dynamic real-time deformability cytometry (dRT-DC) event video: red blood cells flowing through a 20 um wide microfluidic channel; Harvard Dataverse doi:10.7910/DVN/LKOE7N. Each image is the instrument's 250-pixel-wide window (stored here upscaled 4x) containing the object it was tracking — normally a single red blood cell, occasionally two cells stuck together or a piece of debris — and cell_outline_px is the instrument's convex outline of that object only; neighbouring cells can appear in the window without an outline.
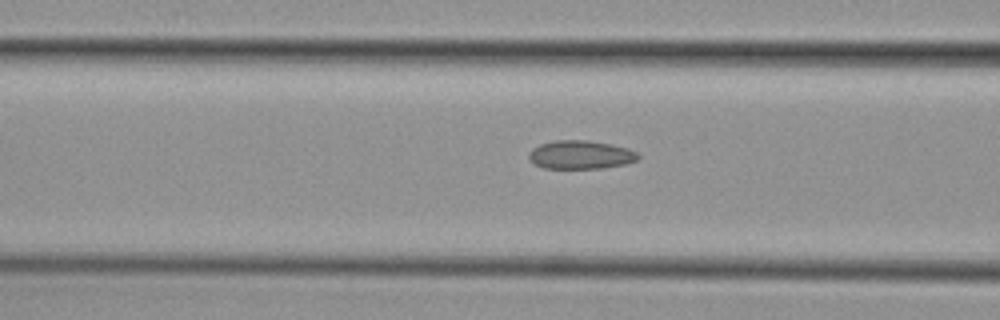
{"species": "common noctule bat (a hibernating species)", "species_latin": "Nyctalus noctula", "temperature_condition": "cold", "stored_images_in_passage": 8, "camera_frame_rate_fps": 3000, "um_per_image_px": 0.085, "animal": {"sex": "female", "body_mass_g": 29.2, "forearm_length_mm": 56.3}, "frame": {"image": 1, "passage_image": 6, "time_ms": 1.667, "image_size_px": [1000, 320], "cell_outline_px": [[640, 156], [636, 160], [628, 164], [600, 168], [544, 168], [536, 164], [528, 156], [528, 152], [532, 148], [540, 144], [556, 140], [588, 140], [612, 144], [628, 148], [636, 152]], "centroid_in_image_um": [49.37, 13.15], "position_along_channel_um": 117.2, "area_um2": 18.15}}